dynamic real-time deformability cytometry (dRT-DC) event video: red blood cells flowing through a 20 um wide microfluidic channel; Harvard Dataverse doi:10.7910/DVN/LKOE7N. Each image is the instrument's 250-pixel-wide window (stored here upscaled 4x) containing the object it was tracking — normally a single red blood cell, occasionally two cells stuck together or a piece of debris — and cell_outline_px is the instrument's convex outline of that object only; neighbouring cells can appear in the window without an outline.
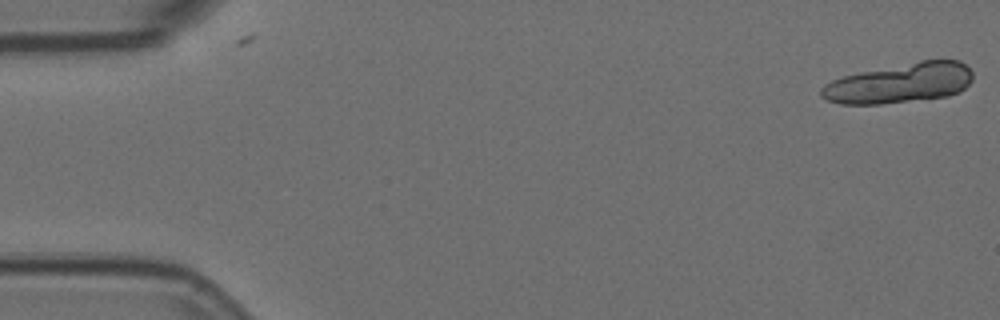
{"species": "Egyptian fruit bat (a non-hibernating species)", "species_latin": "Rousettus aegyptiacus", "temperature_condition": "room temperature", "stored_images_in_passage": 6, "camera_frame_rate_fps": 3000, "um_per_image_px": 0.085, "animal": {"sex": "female"}, "frame": {"image": 1, "passage_image": 1, "time_ms": 0.0, "image_size_px": [1000, 320], "cell_outline_px": [[972, 80], [960, 92], [948, 96], [880, 104], [840, 104], [824, 100], [820, 96], [820, 88], [824, 84], [832, 80], [844, 76], [860, 72], [920, 60], [960, 60], [972, 72]], "centroid_in_image_um": [76.45, 7.07], "position_along_channel_um": 8.6, "area_um2": 35.2}}